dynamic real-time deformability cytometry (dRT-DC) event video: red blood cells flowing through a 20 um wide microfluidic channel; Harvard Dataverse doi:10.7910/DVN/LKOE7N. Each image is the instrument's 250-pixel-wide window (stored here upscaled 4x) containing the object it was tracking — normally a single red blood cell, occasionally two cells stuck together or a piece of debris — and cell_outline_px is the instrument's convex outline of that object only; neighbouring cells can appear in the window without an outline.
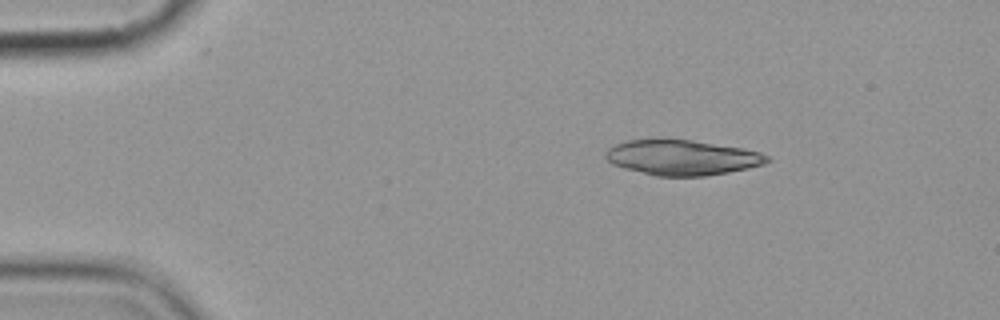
{"species": "common noctule bat (a hibernating species)", "species_latin": "Nyctalus noctula", "temperature_condition": "cold", "stored_images_in_passage": 3, "camera_frame_rate_fps": 3000, "um_per_image_px": 0.085, "animal": {"sex": "female", "body_mass_g": 19.9}, "frame": {"image": 1, "passage_image": 1, "time_ms": 0.0, "image_size_px": [1000, 320], "cell_outline_px": [[772, 160], [764, 164], [748, 168], [728, 172], [704, 176], [656, 176], [624, 168], [612, 164], [604, 156], [604, 152], [608, 148], [616, 144], [628, 140], [656, 136], [664, 136], [692, 140], [744, 148], [760, 152], [768, 156]], "centroid_in_image_um": [57.93, 13.35], "position_along_channel_um": 27.1, "area_um2": 34.04}}